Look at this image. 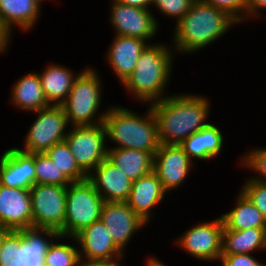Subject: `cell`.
Wrapping results in <instances>:
<instances>
[{
	"label": "cell",
	"instance_id": "6da1fadb",
	"mask_svg": "<svg viewBox=\"0 0 266 266\" xmlns=\"http://www.w3.org/2000/svg\"><path fill=\"white\" fill-rule=\"evenodd\" d=\"M150 105L157 121L161 144L180 145L210 124L205 122L210 104L203 96L171 95Z\"/></svg>",
	"mask_w": 266,
	"mask_h": 266
},
{
	"label": "cell",
	"instance_id": "7a4b0ae2",
	"mask_svg": "<svg viewBox=\"0 0 266 266\" xmlns=\"http://www.w3.org/2000/svg\"><path fill=\"white\" fill-rule=\"evenodd\" d=\"M234 23L238 22L226 11L195 0L176 23L174 48L183 53L198 51L221 37Z\"/></svg>",
	"mask_w": 266,
	"mask_h": 266
},
{
	"label": "cell",
	"instance_id": "3957f363",
	"mask_svg": "<svg viewBox=\"0 0 266 266\" xmlns=\"http://www.w3.org/2000/svg\"><path fill=\"white\" fill-rule=\"evenodd\" d=\"M103 124L107 138L118 143L112 148L136 149L155 155L160 147L158 125L151 106L143 117L127 108H109Z\"/></svg>",
	"mask_w": 266,
	"mask_h": 266
},
{
	"label": "cell",
	"instance_id": "277c9868",
	"mask_svg": "<svg viewBox=\"0 0 266 266\" xmlns=\"http://www.w3.org/2000/svg\"><path fill=\"white\" fill-rule=\"evenodd\" d=\"M170 51L159 43L148 44L142 51L133 73L122 83L136 99L153 103L167 97L163 93L172 70Z\"/></svg>",
	"mask_w": 266,
	"mask_h": 266
},
{
	"label": "cell",
	"instance_id": "5b68a950",
	"mask_svg": "<svg viewBox=\"0 0 266 266\" xmlns=\"http://www.w3.org/2000/svg\"><path fill=\"white\" fill-rule=\"evenodd\" d=\"M45 236L52 241L62 238L57 231L47 228L10 230L0 246V266H45V255L52 244Z\"/></svg>",
	"mask_w": 266,
	"mask_h": 266
},
{
	"label": "cell",
	"instance_id": "8992f818",
	"mask_svg": "<svg viewBox=\"0 0 266 266\" xmlns=\"http://www.w3.org/2000/svg\"><path fill=\"white\" fill-rule=\"evenodd\" d=\"M97 71L86 68L79 73L72 88L61 105L72 126L97 125L103 123L105 113L94 121L101 102L100 79ZM93 120V121H92Z\"/></svg>",
	"mask_w": 266,
	"mask_h": 266
},
{
	"label": "cell",
	"instance_id": "52a82bcc",
	"mask_svg": "<svg viewBox=\"0 0 266 266\" xmlns=\"http://www.w3.org/2000/svg\"><path fill=\"white\" fill-rule=\"evenodd\" d=\"M104 199L88 180L67 186L63 238H72L82 229L101 219Z\"/></svg>",
	"mask_w": 266,
	"mask_h": 266
},
{
	"label": "cell",
	"instance_id": "ba28073f",
	"mask_svg": "<svg viewBox=\"0 0 266 266\" xmlns=\"http://www.w3.org/2000/svg\"><path fill=\"white\" fill-rule=\"evenodd\" d=\"M67 187L34 184L30 188L33 227L55 230L63 237Z\"/></svg>",
	"mask_w": 266,
	"mask_h": 266
},
{
	"label": "cell",
	"instance_id": "9c48e42d",
	"mask_svg": "<svg viewBox=\"0 0 266 266\" xmlns=\"http://www.w3.org/2000/svg\"><path fill=\"white\" fill-rule=\"evenodd\" d=\"M72 127L65 141L79 167L89 175L107 158L106 129L103 123Z\"/></svg>",
	"mask_w": 266,
	"mask_h": 266
},
{
	"label": "cell",
	"instance_id": "30bf717a",
	"mask_svg": "<svg viewBox=\"0 0 266 266\" xmlns=\"http://www.w3.org/2000/svg\"><path fill=\"white\" fill-rule=\"evenodd\" d=\"M36 113L38 117L25 137L23 151L45 153L53 145L65 140L68 121L62 106L50 105Z\"/></svg>",
	"mask_w": 266,
	"mask_h": 266
},
{
	"label": "cell",
	"instance_id": "8fae6325",
	"mask_svg": "<svg viewBox=\"0 0 266 266\" xmlns=\"http://www.w3.org/2000/svg\"><path fill=\"white\" fill-rule=\"evenodd\" d=\"M223 229L224 224L219 217L186 230L176 243L199 260H221Z\"/></svg>",
	"mask_w": 266,
	"mask_h": 266
},
{
	"label": "cell",
	"instance_id": "7c38bea8",
	"mask_svg": "<svg viewBox=\"0 0 266 266\" xmlns=\"http://www.w3.org/2000/svg\"><path fill=\"white\" fill-rule=\"evenodd\" d=\"M111 22L116 35L150 40L156 35L158 23L149 9L124 5L112 0Z\"/></svg>",
	"mask_w": 266,
	"mask_h": 266
},
{
	"label": "cell",
	"instance_id": "4fadbf2b",
	"mask_svg": "<svg viewBox=\"0 0 266 266\" xmlns=\"http://www.w3.org/2000/svg\"><path fill=\"white\" fill-rule=\"evenodd\" d=\"M72 240L79 245V248L81 246L79 249L81 262L122 259L124 254L114 243L101 219L82 229L72 237Z\"/></svg>",
	"mask_w": 266,
	"mask_h": 266
},
{
	"label": "cell",
	"instance_id": "5bb4252c",
	"mask_svg": "<svg viewBox=\"0 0 266 266\" xmlns=\"http://www.w3.org/2000/svg\"><path fill=\"white\" fill-rule=\"evenodd\" d=\"M180 145L160 144L154 155L153 171L157 174L164 190L180 186L194 165Z\"/></svg>",
	"mask_w": 266,
	"mask_h": 266
},
{
	"label": "cell",
	"instance_id": "9a60e30c",
	"mask_svg": "<svg viewBox=\"0 0 266 266\" xmlns=\"http://www.w3.org/2000/svg\"><path fill=\"white\" fill-rule=\"evenodd\" d=\"M0 226L15 231L33 227L30 189L0 185Z\"/></svg>",
	"mask_w": 266,
	"mask_h": 266
},
{
	"label": "cell",
	"instance_id": "2e32d148",
	"mask_svg": "<svg viewBox=\"0 0 266 266\" xmlns=\"http://www.w3.org/2000/svg\"><path fill=\"white\" fill-rule=\"evenodd\" d=\"M101 220L109 230L114 243L122 251L135 231L147 224L126 202H104Z\"/></svg>",
	"mask_w": 266,
	"mask_h": 266
},
{
	"label": "cell",
	"instance_id": "e0dca14e",
	"mask_svg": "<svg viewBox=\"0 0 266 266\" xmlns=\"http://www.w3.org/2000/svg\"><path fill=\"white\" fill-rule=\"evenodd\" d=\"M36 184L34 153L10 148L0 158V185L30 189Z\"/></svg>",
	"mask_w": 266,
	"mask_h": 266
},
{
	"label": "cell",
	"instance_id": "ac0fdd59",
	"mask_svg": "<svg viewBox=\"0 0 266 266\" xmlns=\"http://www.w3.org/2000/svg\"><path fill=\"white\" fill-rule=\"evenodd\" d=\"M88 175V180L104 199V202H126L132 188L129 179L107 158ZM94 173V174H93Z\"/></svg>",
	"mask_w": 266,
	"mask_h": 266
},
{
	"label": "cell",
	"instance_id": "d6986e66",
	"mask_svg": "<svg viewBox=\"0 0 266 266\" xmlns=\"http://www.w3.org/2000/svg\"><path fill=\"white\" fill-rule=\"evenodd\" d=\"M165 194L166 191L157 174L151 171L132 182L126 203L147 223L151 217V209L164 198Z\"/></svg>",
	"mask_w": 266,
	"mask_h": 266
},
{
	"label": "cell",
	"instance_id": "ffe728a7",
	"mask_svg": "<svg viewBox=\"0 0 266 266\" xmlns=\"http://www.w3.org/2000/svg\"><path fill=\"white\" fill-rule=\"evenodd\" d=\"M147 45L146 40L137 37L115 36L107 58L122 83L133 73L140 54Z\"/></svg>",
	"mask_w": 266,
	"mask_h": 266
},
{
	"label": "cell",
	"instance_id": "44dd1931",
	"mask_svg": "<svg viewBox=\"0 0 266 266\" xmlns=\"http://www.w3.org/2000/svg\"><path fill=\"white\" fill-rule=\"evenodd\" d=\"M78 76L79 74L74 75L70 69L62 65L50 64L46 67L39 78L49 105L61 106Z\"/></svg>",
	"mask_w": 266,
	"mask_h": 266
},
{
	"label": "cell",
	"instance_id": "7402d4cb",
	"mask_svg": "<svg viewBox=\"0 0 266 266\" xmlns=\"http://www.w3.org/2000/svg\"><path fill=\"white\" fill-rule=\"evenodd\" d=\"M107 159L135 181L153 171L154 155L129 148H109Z\"/></svg>",
	"mask_w": 266,
	"mask_h": 266
},
{
	"label": "cell",
	"instance_id": "603a6c76",
	"mask_svg": "<svg viewBox=\"0 0 266 266\" xmlns=\"http://www.w3.org/2000/svg\"><path fill=\"white\" fill-rule=\"evenodd\" d=\"M234 209L221 216L223 230H247L266 228V219L251 200L241 191Z\"/></svg>",
	"mask_w": 266,
	"mask_h": 266
},
{
	"label": "cell",
	"instance_id": "cb8c5ba5",
	"mask_svg": "<svg viewBox=\"0 0 266 266\" xmlns=\"http://www.w3.org/2000/svg\"><path fill=\"white\" fill-rule=\"evenodd\" d=\"M42 0H0V19L11 29H31L40 15Z\"/></svg>",
	"mask_w": 266,
	"mask_h": 266
},
{
	"label": "cell",
	"instance_id": "d4e9b609",
	"mask_svg": "<svg viewBox=\"0 0 266 266\" xmlns=\"http://www.w3.org/2000/svg\"><path fill=\"white\" fill-rule=\"evenodd\" d=\"M12 90L11 101L21 110L36 112L50 106L45 98L39 74H26L14 84Z\"/></svg>",
	"mask_w": 266,
	"mask_h": 266
},
{
	"label": "cell",
	"instance_id": "484cf974",
	"mask_svg": "<svg viewBox=\"0 0 266 266\" xmlns=\"http://www.w3.org/2000/svg\"><path fill=\"white\" fill-rule=\"evenodd\" d=\"M266 249V228L223 230L222 254H250Z\"/></svg>",
	"mask_w": 266,
	"mask_h": 266
},
{
	"label": "cell",
	"instance_id": "4316f807",
	"mask_svg": "<svg viewBox=\"0 0 266 266\" xmlns=\"http://www.w3.org/2000/svg\"><path fill=\"white\" fill-rule=\"evenodd\" d=\"M45 154L59 170L71 181L80 182L88 179V175L77 164L67 142L64 140L53 145Z\"/></svg>",
	"mask_w": 266,
	"mask_h": 266
},
{
	"label": "cell",
	"instance_id": "83f0119b",
	"mask_svg": "<svg viewBox=\"0 0 266 266\" xmlns=\"http://www.w3.org/2000/svg\"><path fill=\"white\" fill-rule=\"evenodd\" d=\"M37 184L68 186L71 181L45 153H34Z\"/></svg>",
	"mask_w": 266,
	"mask_h": 266
},
{
	"label": "cell",
	"instance_id": "f1b7e54d",
	"mask_svg": "<svg viewBox=\"0 0 266 266\" xmlns=\"http://www.w3.org/2000/svg\"><path fill=\"white\" fill-rule=\"evenodd\" d=\"M45 266H81L79 250L71 245L52 242L45 255Z\"/></svg>",
	"mask_w": 266,
	"mask_h": 266
},
{
	"label": "cell",
	"instance_id": "f546056e",
	"mask_svg": "<svg viewBox=\"0 0 266 266\" xmlns=\"http://www.w3.org/2000/svg\"><path fill=\"white\" fill-rule=\"evenodd\" d=\"M223 135L221 131L209 124L201 129V143L203 148V160L215 157L222 149Z\"/></svg>",
	"mask_w": 266,
	"mask_h": 266
},
{
	"label": "cell",
	"instance_id": "4dcf8cb0",
	"mask_svg": "<svg viewBox=\"0 0 266 266\" xmlns=\"http://www.w3.org/2000/svg\"><path fill=\"white\" fill-rule=\"evenodd\" d=\"M195 0H152L156 6L166 16L177 18L176 23L190 10Z\"/></svg>",
	"mask_w": 266,
	"mask_h": 266
},
{
	"label": "cell",
	"instance_id": "1f68e13d",
	"mask_svg": "<svg viewBox=\"0 0 266 266\" xmlns=\"http://www.w3.org/2000/svg\"><path fill=\"white\" fill-rule=\"evenodd\" d=\"M242 159L241 162L245 167L247 165L249 169H253L260 175V177H252L249 180L266 183V148L249 151V154H246Z\"/></svg>",
	"mask_w": 266,
	"mask_h": 266
},
{
	"label": "cell",
	"instance_id": "d6a6232c",
	"mask_svg": "<svg viewBox=\"0 0 266 266\" xmlns=\"http://www.w3.org/2000/svg\"><path fill=\"white\" fill-rule=\"evenodd\" d=\"M266 219V183L248 180L241 190Z\"/></svg>",
	"mask_w": 266,
	"mask_h": 266
},
{
	"label": "cell",
	"instance_id": "836d02e7",
	"mask_svg": "<svg viewBox=\"0 0 266 266\" xmlns=\"http://www.w3.org/2000/svg\"><path fill=\"white\" fill-rule=\"evenodd\" d=\"M204 3L226 11L237 22L246 20L247 0H201ZM245 12V13H243Z\"/></svg>",
	"mask_w": 266,
	"mask_h": 266
},
{
	"label": "cell",
	"instance_id": "e575fe53",
	"mask_svg": "<svg viewBox=\"0 0 266 266\" xmlns=\"http://www.w3.org/2000/svg\"><path fill=\"white\" fill-rule=\"evenodd\" d=\"M180 147L192 160L193 157L203 160V148L201 143V130L185 139Z\"/></svg>",
	"mask_w": 266,
	"mask_h": 266
},
{
	"label": "cell",
	"instance_id": "d590c367",
	"mask_svg": "<svg viewBox=\"0 0 266 266\" xmlns=\"http://www.w3.org/2000/svg\"><path fill=\"white\" fill-rule=\"evenodd\" d=\"M220 261L222 266H264L250 254H221Z\"/></svg>",
	"mask_w": 266,
	"mask_h": 266
},
{
	"label": "cell",
	"instance_id": "8d00e7d4",
	"mask_svg": "<svg viewBox=\"0 0 266 266\" xmlns=\"http://www.w3.org/2000/svg\"><path fill=\"white\" fill-rule=\"evenodd\" d=\"M259 9L266 10V0H247V15H246L247 18L252 17V16L256 18L257 14H259L260 12Z\"/></svg>",
	"mask_w": 266,
	"mask_h": 266
},
{
	"label": "cell",
	"instance_id": "74e56055",
	"mask_svg": "<svg viewBox=\"0 0 266 266\" xmlns=\"http://www.w3.org/2000/svg\"><path fill=\"white\" fill-rule=\"evenodd\" d=\"M12 30L0 19V53L6 51Z\"/></svg>",
	"mask_w": 266,
	"mask_h": 266
},
{
	"label": "cell",
	"instance_id": "f35d334b",
	"mask_svg": "<svg viewBox=\"0 0 266 266\" xmlns=\"http://www.w3.org/2000/svg\"><path fill=\"white\" fill-rule=\"evenodd\" d=\"M115 1L124 5H130L143 9H149V5L152 4V0H115Z\"/></svg>",
	"mask_w": 266,
	"mask_h": 266
},
{
	"label": "cell",
	"instance_id": "ab89813d",
	"mask_svg": "<svg viewBox=\"0 0 266 266\" xmlns=\"http://www.w3.org/2000/svg\"><path fill=\"white\" fill-rule=\"evenodd\" d=\"M120 259L81 262V266H121Z\"/></svg>",
	"mask_w": 266,
	"mask_h": 266
},
{
	"label": "cell",
	"instance_id": "60d3db41",
	"mask_svg": "<svg viewBox=\"0 0 266 266\" xmlns=\"http://www.w3.org/2000/svg\"><path fill=\"white\" fill-rule=\"evenodd\" d=\"M147 266H166V265H164V263L160 262V260H157L154 258H151V259L148 258Z\"/></svg>",
	"mask_w": 266,
	"mask_h": 266
},
{
	"label": "cell",
	"instance_id": "b9f144b4",
	"mask_svg": "<svg viewBox=\"0 0 266 266\" xmlns=\"http://www.w3.org/2000/svg\"><path fill=\"white\" fill-rule=\"evenodd\" d=\"M10 230L3 228L2 226H0V246L3 240V237L9 232Z\"/></svg>",
	"mask_w": 266,
	"mask_h": 266
}]
</instances>
